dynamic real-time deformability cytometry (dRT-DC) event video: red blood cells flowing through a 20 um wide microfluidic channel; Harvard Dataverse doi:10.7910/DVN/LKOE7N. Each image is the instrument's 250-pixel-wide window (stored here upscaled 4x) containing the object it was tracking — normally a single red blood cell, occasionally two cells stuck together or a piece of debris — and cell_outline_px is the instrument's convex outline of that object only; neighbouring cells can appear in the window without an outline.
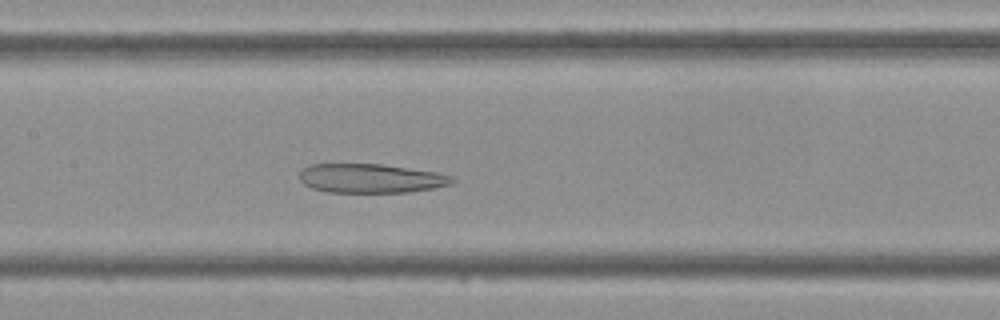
{"species": "Egyptian fruit bat (a non-hibernating species)", "species_latin": "Rousettus aegyptiacus", "temperature_condition": "cold", "stored_images_in_passage": 43, "camera_frame_rate_fps": 3000, "um_per_image_px": 0.085, "frame": {"image": 1, "passage_image": 19, "time_ms": 6.0, "image_size_px": [1000, 320], "cell_outline_px": [[456, 180], [452, 184], [412, 192], [328, 192], [312, 188], [304, 184], [300, 180], [300, 172], [308, 164], [380, 164], [436, 172], [452, 176]], "centroid_in_image_um": [31.52, 15.16], "position_along_channel_um": 175.9, "area_um2": 25.84}}
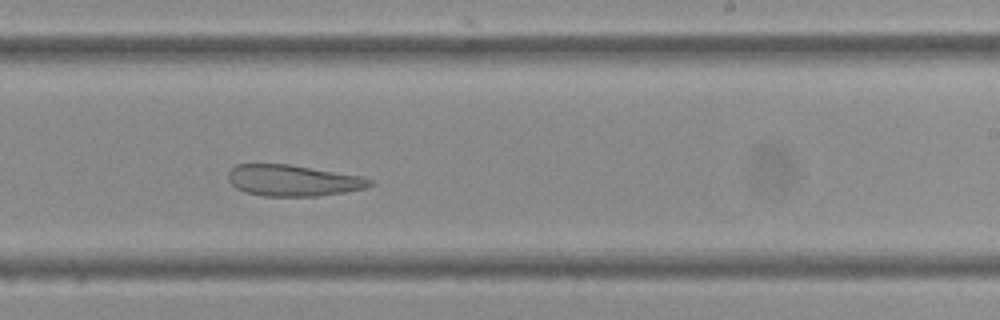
{"frame": {"image": 2, "passage_image": 25, "time_ms": 8.0, "image_size_px": [1000, 320], "cell_outline_px": [[376, 180], [372, 184], [364, 188], [344, 192], [316, 196], [264, 196], [244, 192], [236, 188], [228, 180], [228, 172], [236, 164], [288, 164], [360, 176]], "centroid_in_image_um": [24.88, 15.34], "position_along_channel_um": 264.1, "area_um2": 25.66}}
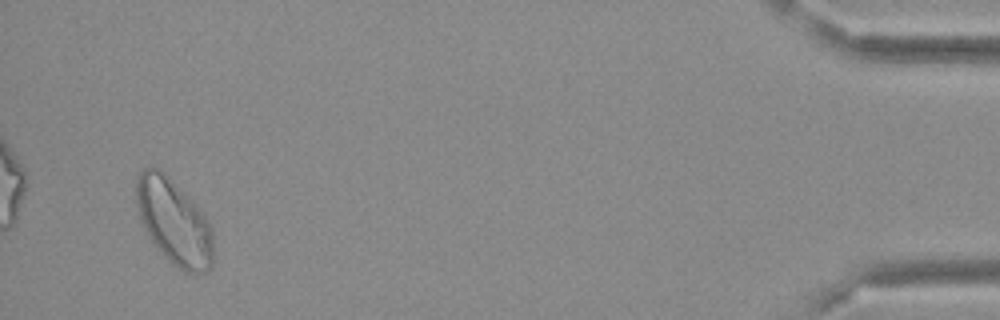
{"frame": {"image": 3, "passage_image": 41, "time_ms": 13.333, "image_size_px": [1000, 320], "cell_outline_px": [[212, 264], [208, 272], [184, 272], [168, 264], [156, 248], [148, 236], [140, 220], [136, 208], [136, 176], [144, 168], [160, 168], [204, 212], [212, 228]], "centroid_in_image_um": [14.76, 18.88], "position_along_channel_um": 420.4, "area_um2": 38.96}}